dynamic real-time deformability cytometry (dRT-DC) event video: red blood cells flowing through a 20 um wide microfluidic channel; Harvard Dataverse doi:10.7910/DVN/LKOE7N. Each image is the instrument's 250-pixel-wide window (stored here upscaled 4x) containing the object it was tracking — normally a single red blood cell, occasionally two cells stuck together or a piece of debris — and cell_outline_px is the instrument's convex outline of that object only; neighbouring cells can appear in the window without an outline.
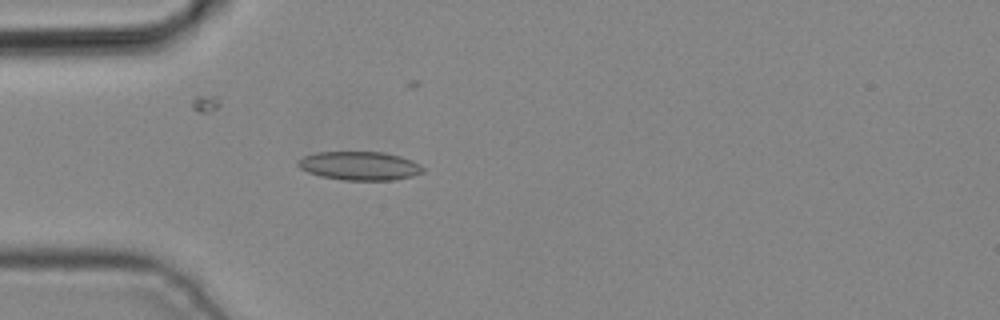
{"species": "common noctule bat (a hibernating species)", "species_latin": "Nyctalus noctula", "temperature_condition": "cold", "stored_images_in_passage": 2, "camera_frame_rate_fps": 3000, "um_per_image_px": 0.085, "animal": {"sex": "male", "body_mass_g": 19.2, "forearm_length_mm": 51.8}, "frame": {"image": 1, "passage_image": 2, "time_ms": 0.333, "image_size_px": [1000, 320], "cell_outline_px": [[424, 172], [412, 176], [392, 180], [344, 180], [320, 176], [308, 172], [300, 168], [296, 164], [296, 160], [304, 156], [316, 152], [384, 152], [400, 156], [412, 160], [420, 164], [424, 168]], "centroid_in_image_um": [30.56, 14.09], "position_along_channel_um": 54.4, "area_um2": 20.98}}